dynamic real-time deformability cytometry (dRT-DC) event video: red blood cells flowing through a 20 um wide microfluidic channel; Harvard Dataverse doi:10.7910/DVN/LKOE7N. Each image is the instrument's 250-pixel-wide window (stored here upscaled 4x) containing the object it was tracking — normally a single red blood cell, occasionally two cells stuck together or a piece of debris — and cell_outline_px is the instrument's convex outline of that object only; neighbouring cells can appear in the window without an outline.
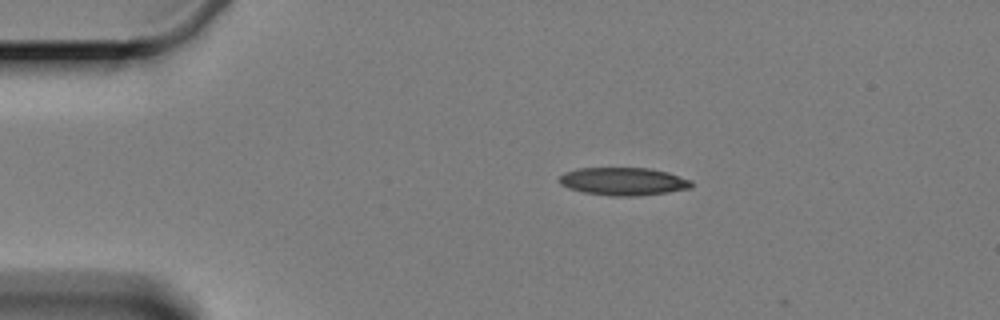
{"species": "Egyptian fruit bat (a non-hibernating species)", "species_latin": "Rousettus aegyptiacus", "temperature_condition": "cold", "stored_images_in_passage": 7, "camera_frame_rate_fps": 3000, "um_per_image_px": 0.085, "animal": {"sex": "female"}, "frame": {"image": 1, "passage_image": 1, "time_ms": 0.0, "image_size_px": [1000, 320], "cell_outline_px": [[692, 188], [668, 192], [640, 196], [608, 196], [584, 192], [568, 188], [560, 184], [560, 176], [564, 172], [576, 168], [648, 168], [668, 172], [692, 180]], "centroid_in_image_um": [53.0, 15.42], "position_along_channel_um": 32.0, "area_um2": 21.62}}
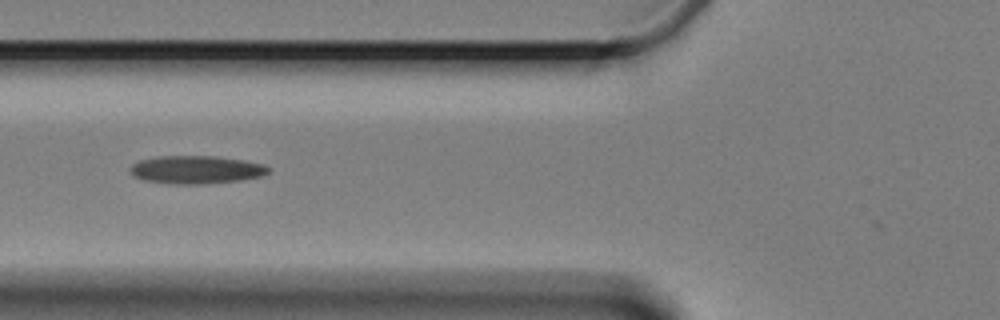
{"frame": {"image": 2, "passage_image": 4, "time_ms": 3.667, "image_size_px": [1000, 320], "cell_outline_px": [[272, 168], [268, 172], [260, 176], [240, 180], [204, 184], [176, 184], [148, 180], [136, 176], [128, 168], [132, 164], [140, 160], [160, 156], [216, 156], [244, 160], [264, 164]], "centroid_in_image_um": [16.73, 14.41], "position_along_channel_um": 109.1, "area_um2": 22.37}}
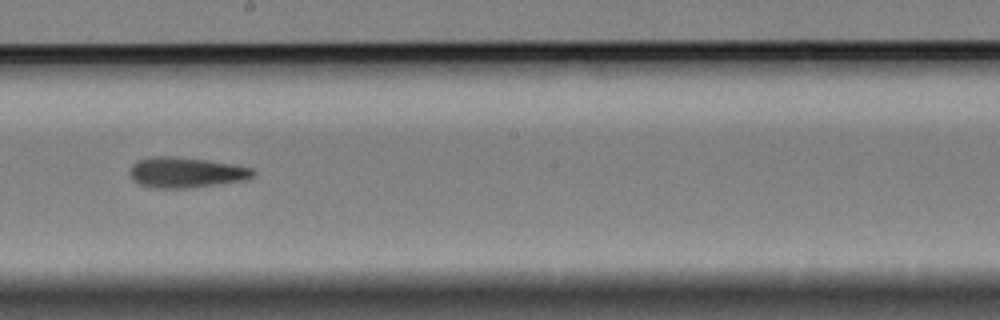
{"frame": {"image": 3, "passage_image": 7, "time_ms": 7.333, "image_size_px": [1000, 320], "cell_outline_px": [[256, 172], [252, 176], [244, 180], [184, 188], [156, 188], [140, 184], [132, 180], [132, 164], [136, 160], [152, 156], [176, 156], [208, 160], [232, 164], [252, 168]], "centroid_in_image_um": [15.79, 14.64], "position_along_channel_um": 232.4, "area_um2": 21.62}}